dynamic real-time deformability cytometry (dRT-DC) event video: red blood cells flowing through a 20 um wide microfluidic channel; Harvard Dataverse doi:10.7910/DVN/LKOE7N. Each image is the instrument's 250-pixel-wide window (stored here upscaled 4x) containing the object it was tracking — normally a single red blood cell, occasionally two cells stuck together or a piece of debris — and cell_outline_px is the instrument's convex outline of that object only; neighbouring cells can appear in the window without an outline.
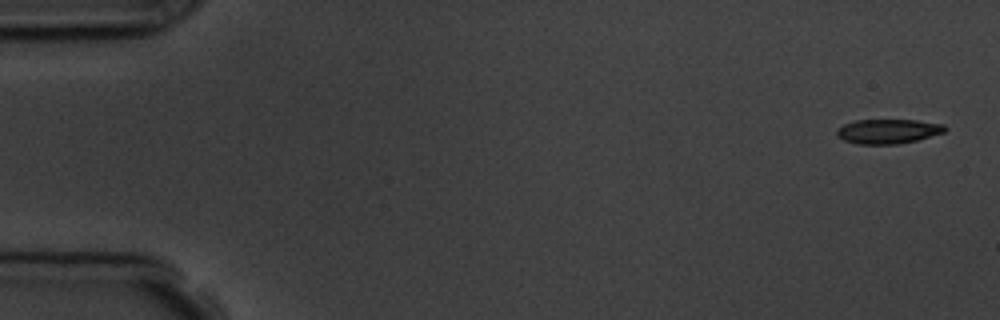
{"species": "common noctule bat (a hibernating species)", "species_latin": "Nyctalus noctula", "temperature_condition": "room temperature", "stored_images_in_passage": 5, "camera_frame_rate_fps": 3000, "um_per_image_px": 0.085, "animal": {"sex": "male", "body_mass_g": 19.5, "forearm_length_mm": 54.6}, "frame": {"image": 1, "passage_image": 1, "time_ms": 0.0, "image_size_px": [1000, 320], "cell_outline_px": [[948, 128], [944, 132], [916, 140], [896, 144], [856, 144], [844, 140], [836, 136], [836, 128], [844, 124], [856, 120], [916, 120], [944, 124]], "centroid_in_image_um": [75.45, 11.16], "position_along_channel_um": 9.5, "area_um2": 15.49}}
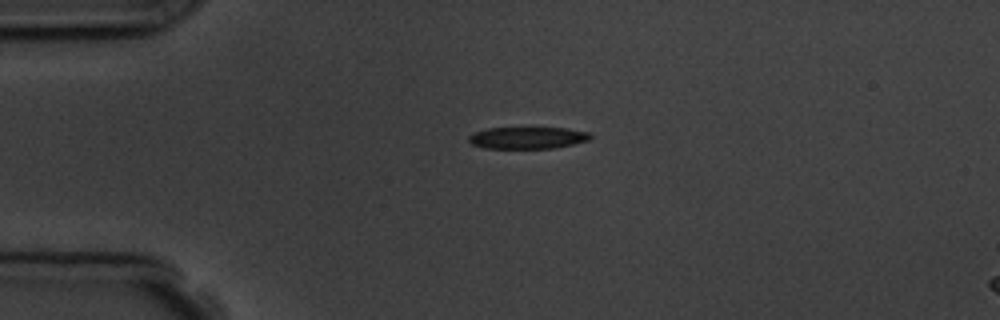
{"frame": {"image": 2, "passage_image": 4, "time_ms": 3.667, "image_size_px": [1000, 320], "cell_outline_px": [[592, 136], [588, 140], [556, 148], [484, 148], [472, 144], [468, 140], [468, 136], [476, 132], [488, 128], [568, 128], [588, 132]], "centroid_in_image_um": [44.84, 11.71], "position_along_channel_um": 40.2, "area_um2": 15.37}}